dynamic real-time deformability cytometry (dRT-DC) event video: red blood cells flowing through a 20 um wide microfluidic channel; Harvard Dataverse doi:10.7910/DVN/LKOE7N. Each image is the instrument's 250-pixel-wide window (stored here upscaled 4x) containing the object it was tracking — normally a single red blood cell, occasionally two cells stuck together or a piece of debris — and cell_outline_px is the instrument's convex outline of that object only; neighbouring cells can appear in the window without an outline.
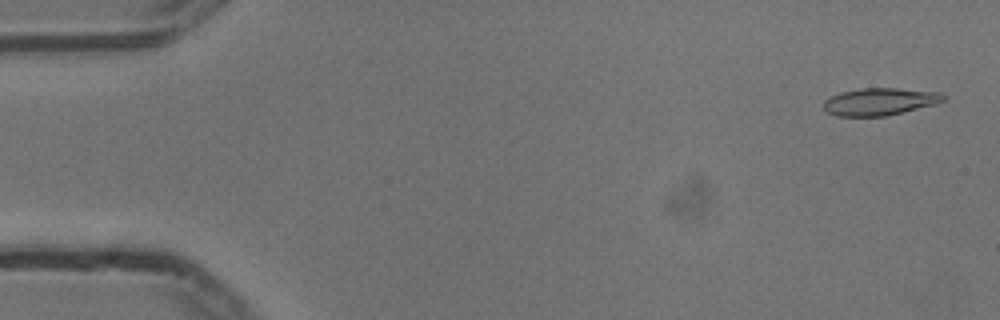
{"species": "common noctule bat (a hibernating species)", "species_latin": "Nyctalus noctula", "temperature_condition": "cold", "stored_images_in_passage": 54, "camera_frame_rate_fps": 3000, "um_per_image_px": 0.085, "animal": {"sex": "male", "body_mass_g": 13.3}, "frame": {"image": 1, "passage_image": 2, "time_ms": 0.333, "image_size_px": [1000, 320], "cell_outline_px": [[948, 96], [944, 100], [936, 104], [888, 116], [836, 116], [828, 112], [824, 108], [824, 100], [828, 96], [840, 92], [860, 88], [896, 88], [940, 92]], "centroid_in_image_um": [74.79, 8.63], "position_along_channel_um": 10.2, "area_um2": 19.31}}
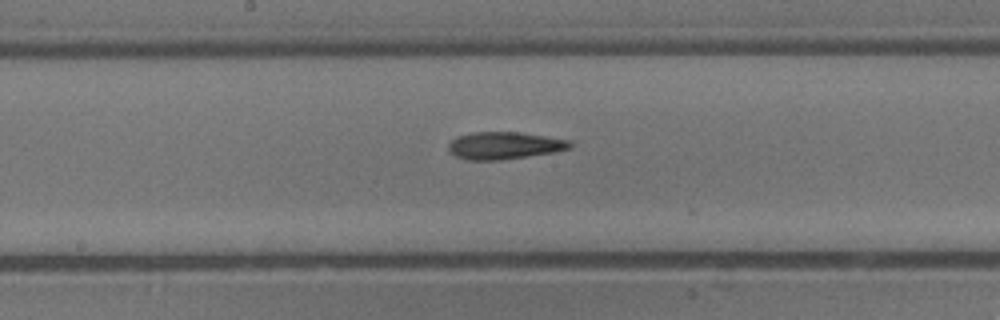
{"frame": {"image": 2, "passage_image": 28, "time_ms": 9.0, "image_size_px": [1000, 320], "cell_outline_px": [[572, 148], [556, 152], [500, 160], [468, 160], [456, 156], [448, 152], [448, 144], [456, 136], [472, 132], [520, 132], [572, 140]], "centroid_in_image_um": [42.89, 12.37], "position_along_channel_um": 205.3, "area_um2": 19.59}}
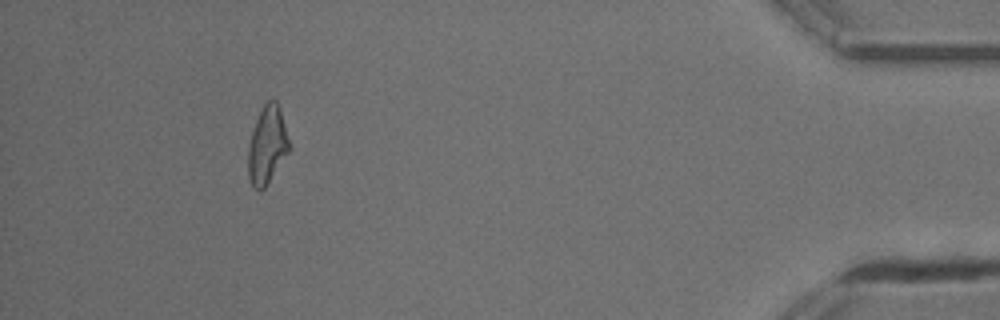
{"frame": {"image": 3, "passage_image": 50, "time_ms": 16.333, "image_size_px": [1000, 320], "cell_outline_px": [[288, 152], [264, 188], [260, 192], [252, 184], [248, 176], [248, 148], [252, 132], [256, 120], [264, 104], [268, 100], [276, 100], [280, 108], [288, 140]], "centroid_in_image_um": [22.69, 12.33], "position_along_channel_um": 412.5, "area_um2": 17.98}, "authors_computed_cell_mechanics": {"area_um2": 19.1318, "velocity_mm_per_s": 3.7413, "shape_relaxation_time_tau1_ms": null, "shape_relaxation_time_tau2_ms": 3.8353, "deformation_change_tau1": null, "deformation_change_tau2": 0.1349}}